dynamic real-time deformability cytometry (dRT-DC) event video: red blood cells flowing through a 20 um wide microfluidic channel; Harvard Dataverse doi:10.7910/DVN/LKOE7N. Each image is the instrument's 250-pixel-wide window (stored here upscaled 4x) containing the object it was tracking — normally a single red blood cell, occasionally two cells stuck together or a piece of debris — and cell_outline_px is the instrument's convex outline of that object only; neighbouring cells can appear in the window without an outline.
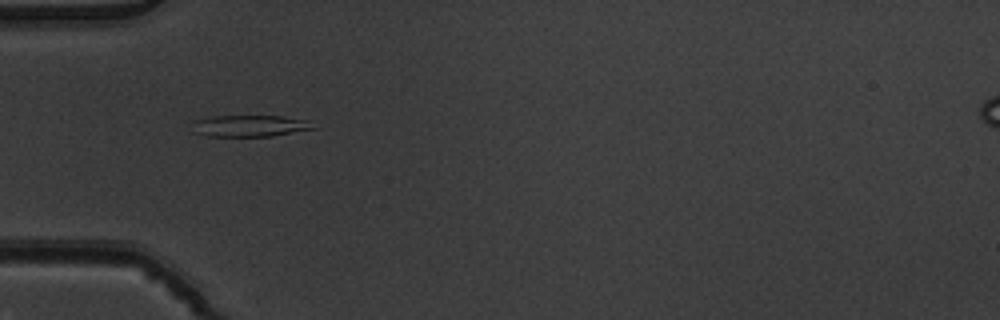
{"species": "common noctule bat (a hibernating species)", "species_latin": "Nyctalus noctula", "temperature_condition": "warm", "stored_images_in_passage": 3, "camera_frame_rate_fps": 3000, "um_per_image_px": 0.085, "animal": {"sex": "male", "body_mass_g": 19.5, "forearm_length_mm": 54.6}, "frame": {"image": 1, "passage_image": 1, "time_ms": 0.0, "image_size_px": [1000, 320], "cell_outline_px": [[316, 128], [272, 136], [204, 136], [192, 132], [192, 120], [212, 116], [284, 116], [308, 120]], "centroid_in_image_um": [21.16, 10.7], "position_along_channel_um": 63.8, "area_um2": 15.37}}
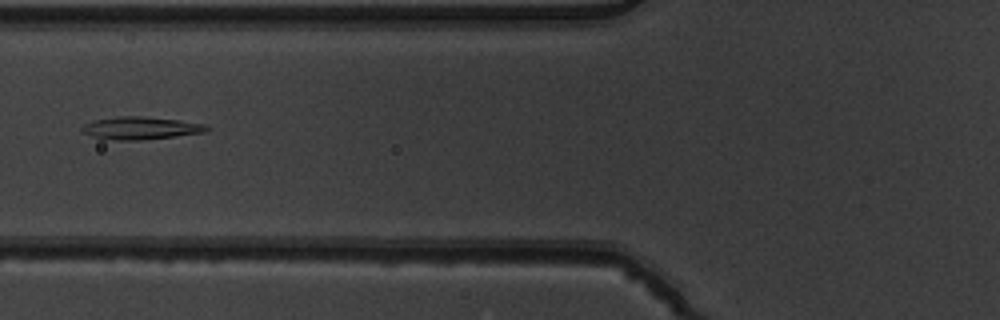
{"frame": {"image": 2, "passage_image": 2, "time_ms": 0.333, "image_size_px": [1000, 320], "cell_outline_px": [[212, 128], [208, 132], [140, 140], [116, 140], [92, 136], [84, 132], [80, 128], [84, 124], [92, 120], [120, 116], [144, 116], [176, 120], [204, 124]], "centroid_in_image_um": [11.97, 10.88], "position_along_channel_um": 113.8, "area_um2": 16.36}}
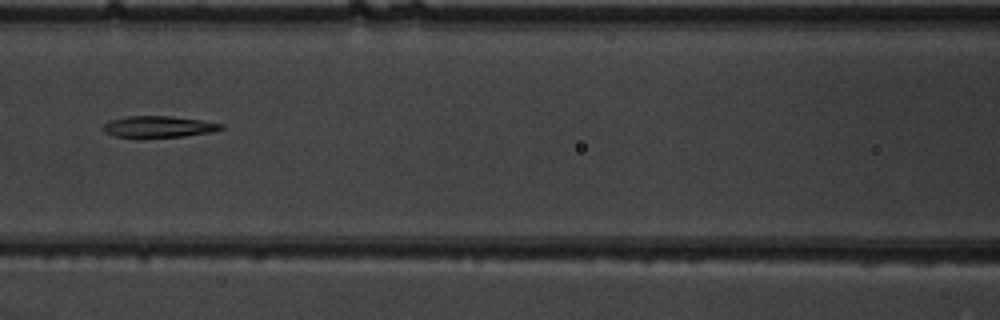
{"frame": {"image": 3, "passage_image": 3, "time_ms": 0.667, "image_size_px": [1000, 320], "cell_outline_px": [[224, 128], [212, 132], [184, 136], [112, 136], [104, 132], [104, 124], [108, 120], [128, 116], [172, 116], [200, 120], [224, 124]], "centroid_in_image_um": [13.5, 10.75], "position_along_channel_um": 153.1, "area_um2": 14.39}}